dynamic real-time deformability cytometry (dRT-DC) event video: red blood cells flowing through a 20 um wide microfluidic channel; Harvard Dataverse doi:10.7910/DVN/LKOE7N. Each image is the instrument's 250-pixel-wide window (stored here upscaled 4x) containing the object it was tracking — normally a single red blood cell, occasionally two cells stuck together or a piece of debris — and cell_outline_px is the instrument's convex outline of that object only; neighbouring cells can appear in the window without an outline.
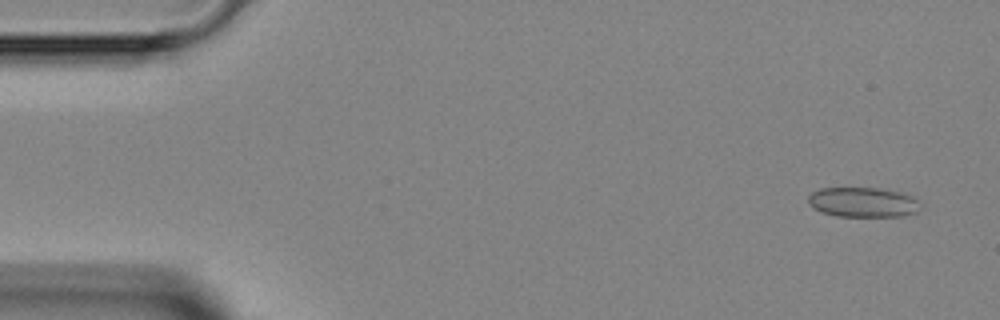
{"species": "Egyptian fruit bat (a non-hibernating species)", "species_latin": "Rousettus aegyptiacus", "temperature_condition": "room temperature", "stored_images_in_passage": 3, "camera_frame_rate_fps": 3000, "um_per_image_px": 0.085, "animal": {"sex": "female"}, "frame": {"image": 1, "passage_image": 1, "time_ms": 0.0, "image_size_px": [1000, 320], "cell_outline_px": [[920, 208], [916, 212], [904, 216], [836, 216], [824, 212], [808, 204], [808, 196], [812, 192], [820, 188], [876, 188], [900, 192], [912, 196], [920, 200]], "centroid_in_image_um": [73.38, 17.18], "position_along_channel_um": 11.6, "area_um2": 19.48}}
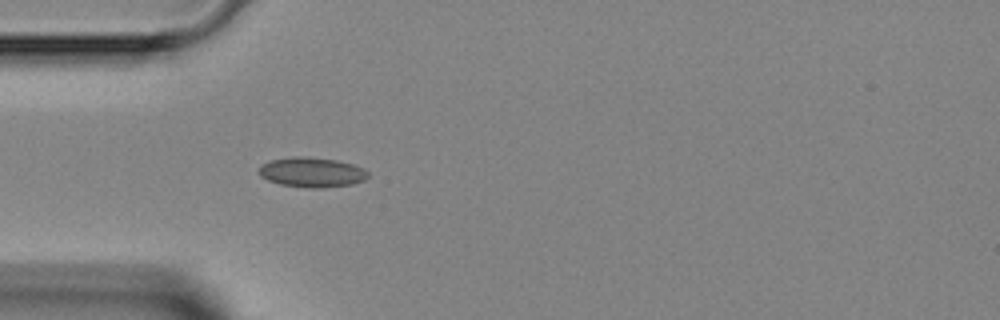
{"frame": {"image": 2, "passage_image": 3, "time_ms": 3.667, "image_size_px": [1000, 320], "cell_outline_px": [[368, 176], [364, 180], [352, 184], [324, 188], [308, 188], [280, 184], [268, 180], [260, 176], [260, 164], [268, 160], [292, 156], [304, 156], [336, 160], [352, 164], [364, 168], [368, 172]], "centroid_in_image_um": [26.49, 14.64], "position_along_channel_um": 58.5, "area_um2": 19.13}}